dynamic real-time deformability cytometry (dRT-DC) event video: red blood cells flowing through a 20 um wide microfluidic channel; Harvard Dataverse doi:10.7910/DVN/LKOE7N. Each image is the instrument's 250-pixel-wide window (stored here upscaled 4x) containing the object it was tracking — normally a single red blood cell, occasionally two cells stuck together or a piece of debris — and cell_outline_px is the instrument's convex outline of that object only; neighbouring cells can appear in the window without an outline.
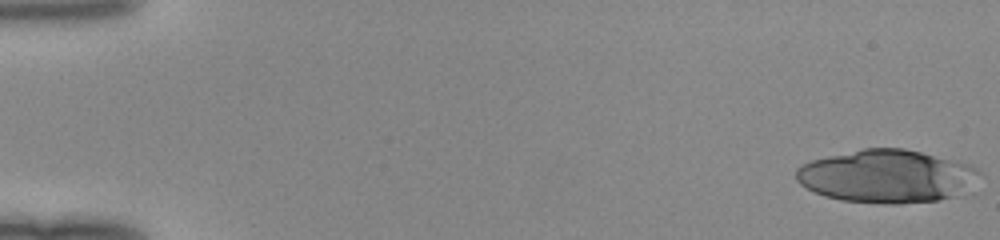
{"species": "human", "species_latin": "Homo sapiens", "temperature_condition": "room temperature", "stored_images_in_passage": 19, "camera_frame_rate_fps": 3000, "um_per_image_px": 0.085, "donor": {"sex": "female"}, "frame": {"image": 1, "passage_image": 1, "time_ms": 0.0, "image_size_px": [1000, 240], "cell_outline_px": [[980, 172], [964, 196], [940, 200], [900, 204], [884, 204], [840, 200], [824, 196], [800, 184], [796, 180], [796, 168], [800, 164], [812, 160], [828, 156], [864, 148], [904, 148], [968, 164], [980, 168]], "centroid_in_image_um": [75.39, 15.0], "position_along_channel_um": 9.6, "area_um2": 56.93}}